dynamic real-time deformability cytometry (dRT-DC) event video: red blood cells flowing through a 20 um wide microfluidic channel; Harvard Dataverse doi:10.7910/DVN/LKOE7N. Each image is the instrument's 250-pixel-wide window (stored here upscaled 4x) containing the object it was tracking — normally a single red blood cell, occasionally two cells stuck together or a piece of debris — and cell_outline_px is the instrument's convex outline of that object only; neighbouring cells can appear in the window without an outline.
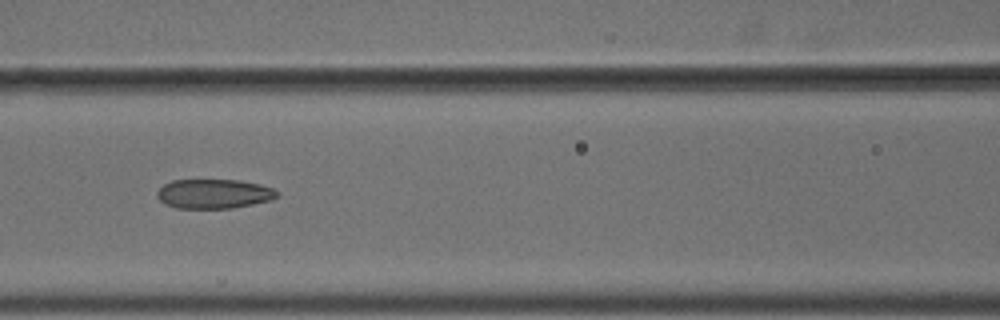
{"species": "common noctule bat (a hibernating species)", "species_latin": "Nyctalus noctula", "temperature_condition": "cold", "stored_images_in_passage": 9, "camera_frame_rate_fps": 3000, "um_per_image_px": 0.085, "animal": {"sex": "male", "body_mass_g": 18.8}, "frame": {"image": 1, "passage_image": 8, "time_ms": 2.333, "image_size_px": [1000, 320], "cell_outline_px": [[280, 196], [272, 200], [232, 208], [176, 208], [164, 204], [160, 200], [156, 192], [164, 184], [172, 180], [240, 180], [260, 184], [272, 188], [280, 192]], "centroid_in_image_um": [18.21, 16.47], "position_along_channel_um": 148.4, "area_um2": 20.69}}
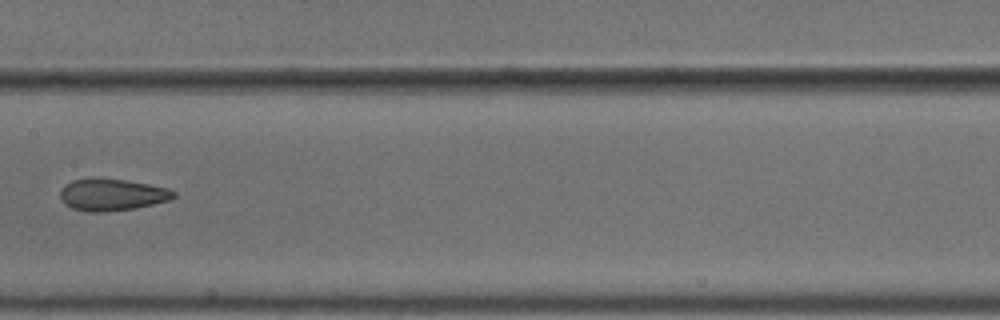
{"frame": {"image": 2, "passage_image": 9, "time_ms": 2.667, "image_size_px": [1000, 320], "cell_outline_px": [[176, 196], [168, 200], [152, 204], [132, 208], [108, 212], [88, 212], [72, 208], [64, 204], [60, 196], [60, 192], [64, 184], [72, 180], [124, 180], [148, 184], [168, 188], [176, 192]], "centroid_in_image_um": [9.51, 16.58], "position_along_channel_um": 197.9, "area_um2": 20.58}}